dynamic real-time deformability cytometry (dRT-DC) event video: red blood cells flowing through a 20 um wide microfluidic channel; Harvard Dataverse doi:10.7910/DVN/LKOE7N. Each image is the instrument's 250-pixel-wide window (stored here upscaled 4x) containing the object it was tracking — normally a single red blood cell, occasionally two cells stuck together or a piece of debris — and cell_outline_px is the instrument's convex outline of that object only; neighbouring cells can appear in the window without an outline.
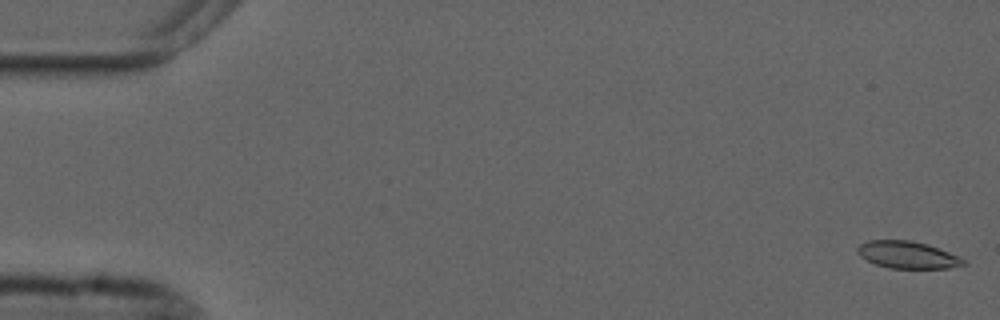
{"species": "common noctule bat (a hibernating species)", "species_latin": "Nyctalus noctula", "temperature_condition": "cold", "stored_images_in_passage": 55, "camera_frame_rate_fps": 3000, "um_per_image_px": 0.085, "animal": {"sex": "male", "forearm_length_mm": 52.5}, "frame": {"image": 1, "passage_image": 1, "time_ms": 0.0, "image_size_px": [1000, 320], "cell_outline_px": [[968, 264], [948, 268], [888, 268], [876, 264], [860, 256], [856, 252], [856, 248], [860, 244], [868, 240], [912, 240], [928, 244], [960, 256]], "centroid_in_image_um": [77.15, 21.65], "position_along_channel_um": 7.9, "area_um2": 16.88}}
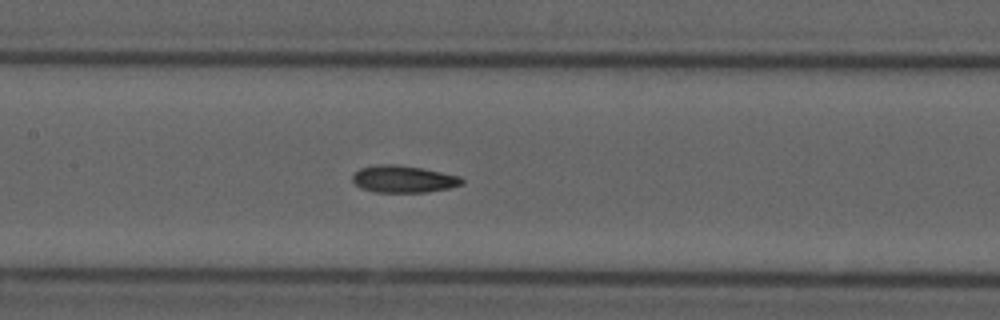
{"frame": {"image": 2, "passage_image": 26, "time_ms": 8.333, "image_size_px": [1000, 320], "cell_outline_px": [[464, 184], [448, 188], [428, 192], [376, 192], [360, 188], [352, 180], [352, 176], [360, 168], [376, 164], [396, 164], [424, 168], [460, 176], [464, 180]], "centroid_in_image_um": [34.31, 15.21], "position_along_channel_um": 173.1, "area_um2": 17.4}}
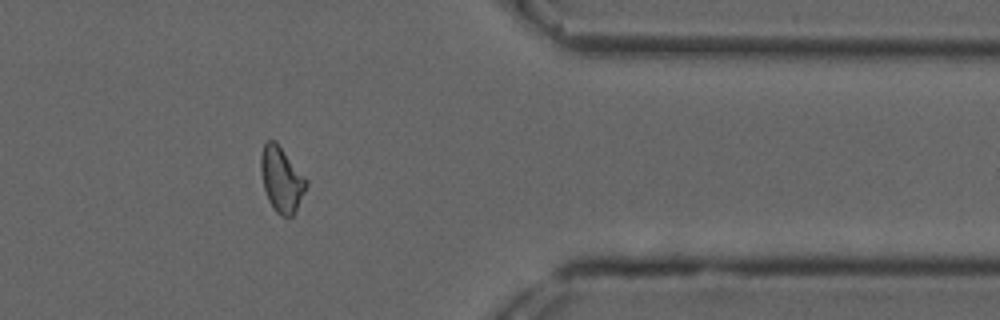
{"frame": {"image": 3, "passage_image": 45, "time_ms": 14.667, "image_size_px": [1000, 320], "cell_outline_px": [[308, 184], [292, 216], [280, 216], [272, 208], [268, 200], [264, 188], [260, 172], [260, 156], [264, 144], [268, 140], [276, 140], [308, 180]], "centroid_in_image_um": [23.91, 15.22], "position_along_channel_um": 387.5, "area_um2": 17.28}, "authors_computed_cell_mechanics": {"area_um2": 17.2244, "velocity_mm_per_s": 3.691, "shape_relaxation_time_tau1_ms": null, "shape_relaxation_time_tau2_ms": 3.4444, "deformation_change_tau1": null, "deformation_change_tau2": 0.1038}}